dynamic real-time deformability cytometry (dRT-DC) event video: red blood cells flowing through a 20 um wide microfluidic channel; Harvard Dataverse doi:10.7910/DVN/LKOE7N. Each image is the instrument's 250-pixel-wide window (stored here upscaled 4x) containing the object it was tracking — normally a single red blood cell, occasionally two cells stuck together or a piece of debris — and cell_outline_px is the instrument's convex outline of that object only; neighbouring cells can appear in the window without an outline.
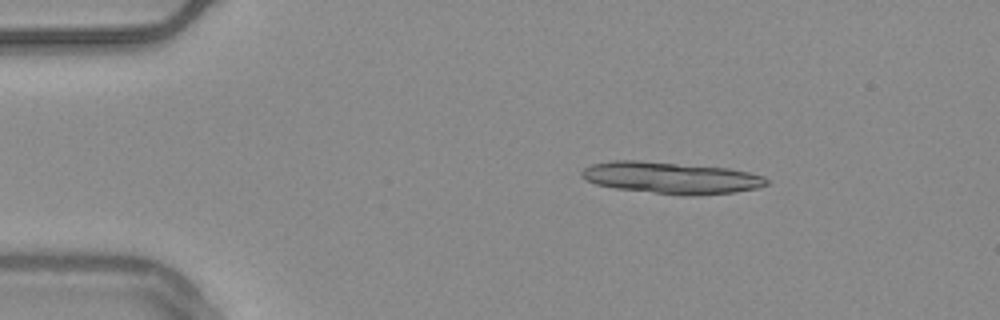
{"species": "common noctule bat (a hibernating species)", "species_latin": "Nyctalus noctula", "temperature_condition": "warm", "stored_images_in_passage": 17, "camera_frame_rate_fps": 3000, "um_per_image_px": 0.085, "animal": {"sex": "male", "body_mass_g": 20.4}, "frame": {"image": 1, "passage_image": 2, "time_ms": 0.333, "image_size_px": [1000, 320], "cell_outline_px": [[768, 184], [756, 188], [732, 192], [696, 196], [684, 196], [616, 188], [596, 184], [584, 180], [580, 176], [580, 172], [584, 168], [592, 164], [612, 160], [640, 160], [728, 168], [748, 172], [764, 176], [768, 180]], "centroid_in_image_um": [57.0, 15.11], "position_along_channel_um": 28.0, "area_um2": 34.28}}
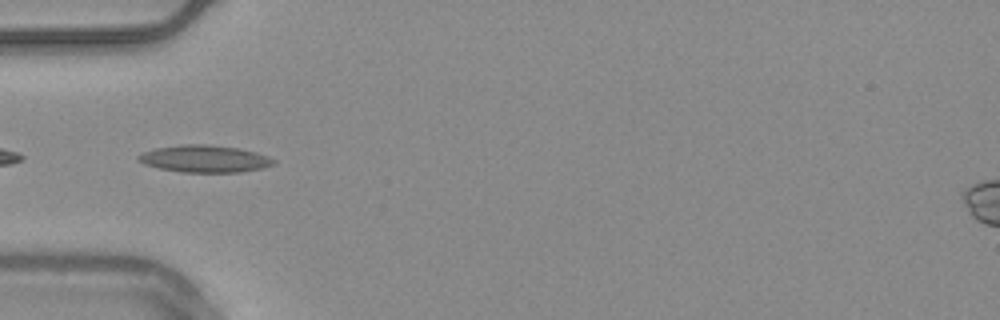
{"frame": {"image": 2, "passage_image": 11, "time_ms": 3.333, "image_size_px": [1000, 320], "cell_outline_px": [[276, 164], [264, 168], [240, 172], [180, 172], [160, 168], [144, 164], [136, 160], [136, 156], [144, 152], [156, 148], [180, 144], [208, 144], [236, 148], [256, 152], [268, 156], [276, 160]], "centroid_in_image_um": [17.4, 13.5], "position_along_channel_um": 67.6, "area_um2": 21.5}}
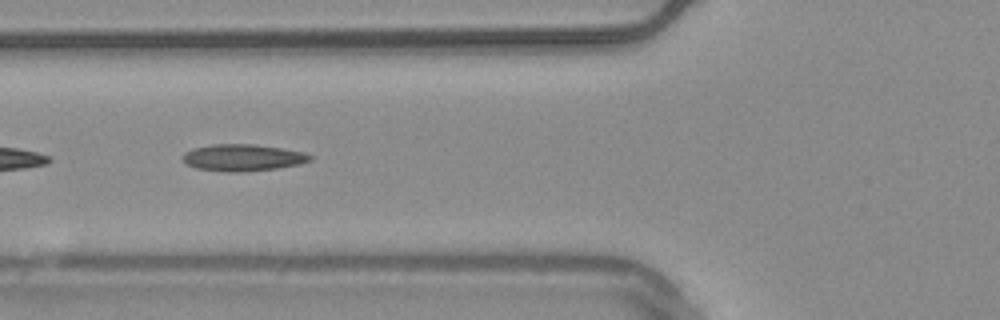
{"frame": {"image": 3, "passage_image": 14, "time_ms": 4.333, "image_size_px": [1000, 320], "cell_outline_px": [[312, 160], [300, 164], [276, 168], [244, 172], [224, 172], [196, 168], [188, 164], [180, 156], [184, 152], [192, 148], [212, 144], [256, 144], [304, 152], [312, 156]], "centroid_in_image_um": [20.61, 13.39], "position_along_channel_um": 105.2, "area_um2": 20.0}}